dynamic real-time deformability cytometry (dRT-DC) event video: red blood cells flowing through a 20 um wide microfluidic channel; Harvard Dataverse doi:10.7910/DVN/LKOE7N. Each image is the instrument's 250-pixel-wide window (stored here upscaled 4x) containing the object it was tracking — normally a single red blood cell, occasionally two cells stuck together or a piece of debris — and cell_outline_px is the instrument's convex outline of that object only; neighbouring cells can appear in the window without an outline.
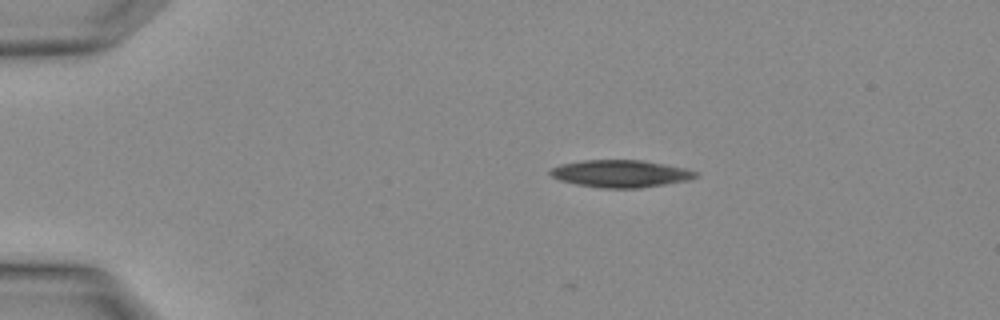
{"species": "Egyptian fruit bat (a non-hibernating species)", "species_latin": "Rousettus aegyptiacus", "temperature_condition": "warm", "stored_images_in_passage": 2, "camera_frame_rate_fps": 3000, "um_per_image_px": 0.085, "animal": {"sex": "female"}, "frame": {"image": 1, "passage_image": 2, "time_ms": 0.333, "image_size_px": [1000, 320], "cell_outline_px": [[700, 176], [688, 180], [640, 188], [600, 188], [576, 184], [560, 180], [552, 176], [548, 172], [548, 168], [560, 164], [584, 160], [644, 160], [688, 168], [696, 172]], "centroid_in_image_um": [52.75, 14.75], "position_along_channel_um": 32.3, "area_um2": 23.35}}